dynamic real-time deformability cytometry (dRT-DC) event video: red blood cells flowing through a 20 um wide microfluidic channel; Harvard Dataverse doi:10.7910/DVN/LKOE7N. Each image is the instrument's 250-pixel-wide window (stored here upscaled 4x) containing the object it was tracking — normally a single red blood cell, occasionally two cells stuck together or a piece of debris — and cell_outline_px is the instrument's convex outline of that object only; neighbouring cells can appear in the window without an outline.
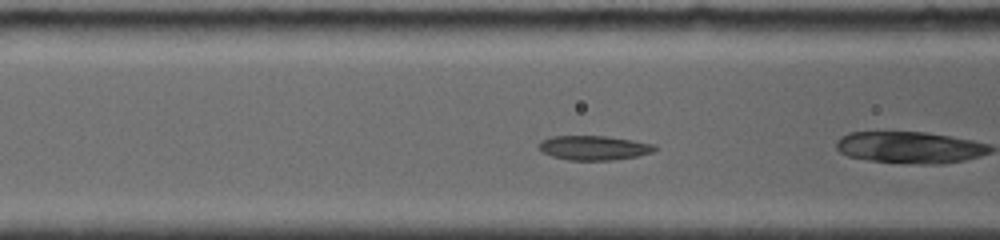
{"species": "common noctule bat (a hibernating species)", "species_latin": "Nyctalus noctula", "temperature_condition": "room temperature", "stored_images_in_passage": 41, "camera_frame_rate_fps": 4000, "um_per_image_px": 0.085, "animal": {"sex": "female", "body_mass_g": 19.0, "forearm_length_mm": 56.7}, "frame": {"image": 1, "passage_image": 7, "time_ms": 1.75, "image_size_px": [1000, 240], "cell_outline_px": [[656, 148], [652, 152], [636, 156], [612, 160], [568, 160], [552, 156], [536, 148], [540, 140], [552, 136], [604, 136], [632, 140], [656, 144]], "centroid_in_image_um": [50.44, 12.56], "position_along_channel_um": 116.2, "area_um2": 16.47}}
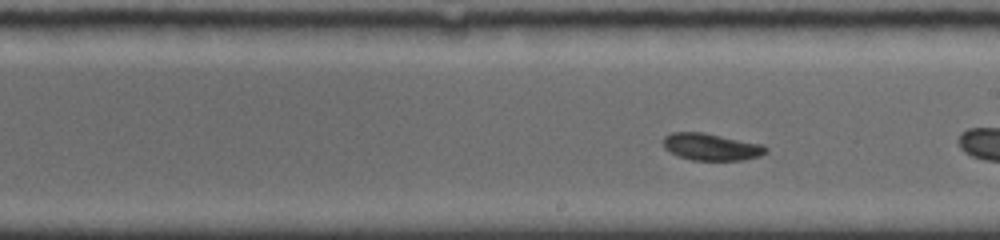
{"frame": {"image": 2, "passage_image": 22, "time_ms": 4.75, "image_size_px": [1000, 240], "cell_outline_px": [[768, 152], [760, 156], [744, 160], [692, 160], [680, 156], [664, 148], [660, 140], [664, 136], [672, 132], [704, 132], [764, 144], [768, 148]], "centroid_in_image_um": [60.47, 12.47], "position_along_channel_um": 228.5, "area_um2": 16.42}}
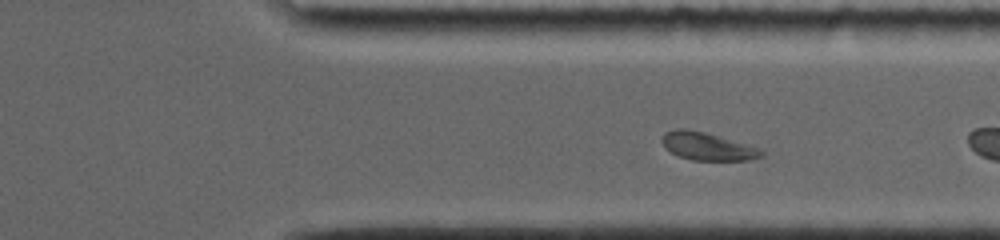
{"frame": {"image": 3, "passage_image": 38, "time_ms": 8.0, "image_size_px": [1000, 240], "cell_outline_px": [[764, 156], [752, 160], [692, 160], [680, 156], [664, 148], [660, 140], [664, 132], [676, 128], [684, 128], [704, 132], [760, 148], [764, 152]], "centroid_in_image_um": [60.11, 12.44], "position_along_channel_um": 351.3, "area_um2": 16.13}}